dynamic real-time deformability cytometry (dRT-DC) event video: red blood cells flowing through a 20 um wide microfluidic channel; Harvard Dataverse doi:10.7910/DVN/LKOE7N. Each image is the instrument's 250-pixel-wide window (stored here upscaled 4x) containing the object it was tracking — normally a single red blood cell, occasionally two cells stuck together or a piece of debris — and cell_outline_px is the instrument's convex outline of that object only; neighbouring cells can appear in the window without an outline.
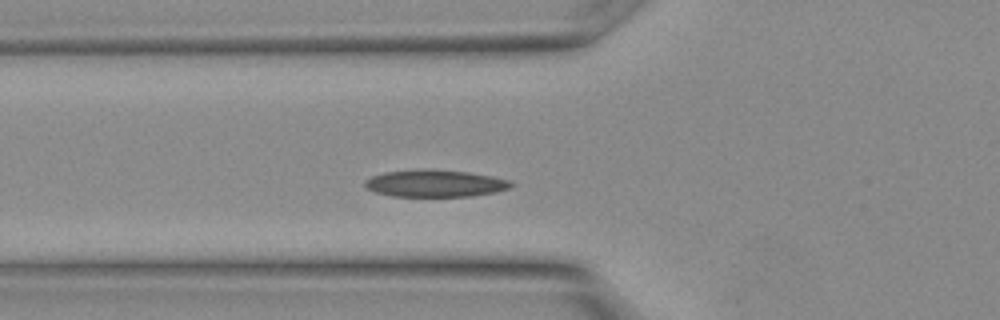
{"species": "Egyptian fruit bat (a non-hibernating species)", "species_latin": "Rousettus aegyptiacus", "temperature_condition": "warm", "stored_images_in_passage": 23, "segment_of_instrument_passage": [1, 2], "camera_frame_rate_fps": 3000, "um_per_image_px": 0.085, "animal": {"sex": "female"}, "frame": {"image": 1, "passage_image": 3, "time_ms": 0.667, "image_size_px": [1000, 320], "cell_outline_px": [[512, 184], [508, 188], [496, 192], [472, 196], [392, 196], [376, 192], [368, 188], [364, 184], [364, 180], [372, 176], [384, 172], [468, 172], [492, 176], [508, 180]], "centroid_in_image_um": [37.0, 15.64], "position_along_channel_um": 88.8, "area_um2": 21.79}}
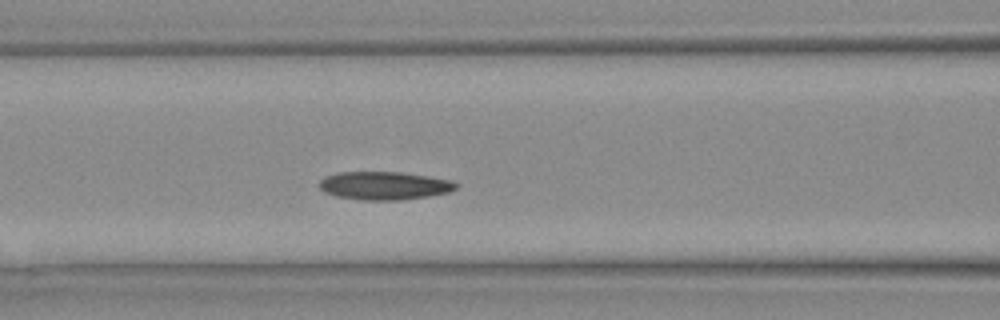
{"frame": {"image": 2, "passage_image": 5, "time_ms": 1.333, "image_size_px": [1000, 320], "cell_outline_px": [[456, 188], [448, 192], [428, 196], [400, 200], [360, 200], [336, 196], [324, 192], [320, 188], [320, 180], [324, 176], [336, 172], [400, 172], [428, 176], [448, 180], [456, 184]], "centroid_in_image_um": [32.6, 15.78], "position_along_channel_um": 134.0, "area_um2": 22.31}}
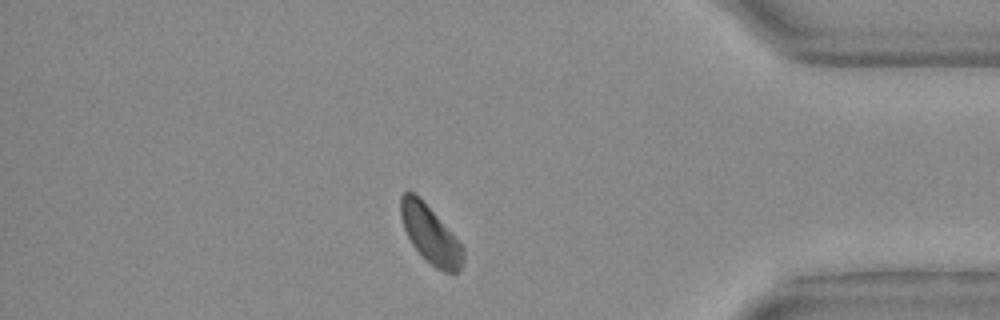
{"frame": {"image": 3, "passage_image": 18, "time_ms": 5.667, "image_size_px": [1000, 320], "cell_outline_px": [[464, 260], [460, 268], [456, 272], [444, 272], [436, 268], [412, 244], [404, 228], [400, 216], [400, 196], [404, 192], [412, 192], [436, 216], [464, 248]], "centroid_in_image_um": [36.57, 19.96], "position_along_channel_um": 398.6, "area_um2": 20.06}}